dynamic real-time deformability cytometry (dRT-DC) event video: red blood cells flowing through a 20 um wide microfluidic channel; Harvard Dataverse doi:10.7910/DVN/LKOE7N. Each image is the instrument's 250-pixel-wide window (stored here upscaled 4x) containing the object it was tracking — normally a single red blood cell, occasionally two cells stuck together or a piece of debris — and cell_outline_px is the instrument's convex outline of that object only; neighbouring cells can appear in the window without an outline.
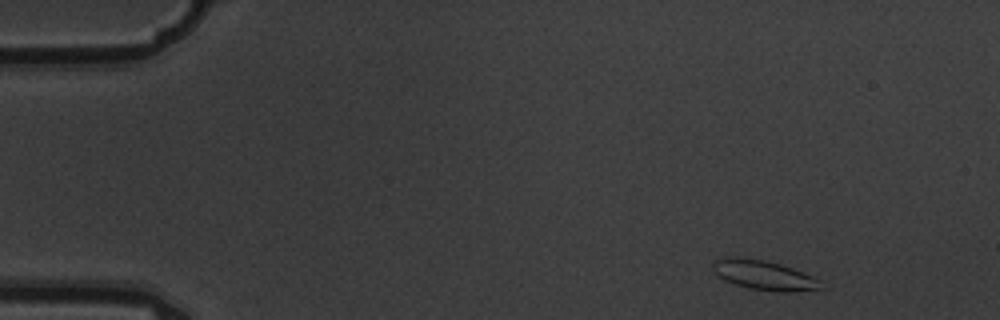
{"species": "common noctule bat (a hibernating species)", "species_latin": "Nyctalus noctula", "temperature_condition": "warm", "stored_images_in_passage": 5, "camera_frame_rate_fps": 3000, "um_per_image_px": 0.085, "animal": {"sex": "male", "body_mass_g": 19.5, "forearm_length_mm": 54.6}, "frame": {"image": 1, "passage_image": 1, "time_ms": 0.0, "image_size_px": [1000, 320], "cell_outline_px": [[820, 288], [792, 292], [780, 292], [748, 288], [724, 280], [712, 272], [712, 264], [716, 260], [724, 256], [736, 256], [764, 260], [780, 264], [792, 268], [812, 276], [820, 280]], "centroid_in_image_um": [64.86, 23.37], "position_along_channel_um": 20.1, "area_um2": 18.61}}